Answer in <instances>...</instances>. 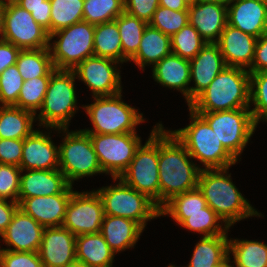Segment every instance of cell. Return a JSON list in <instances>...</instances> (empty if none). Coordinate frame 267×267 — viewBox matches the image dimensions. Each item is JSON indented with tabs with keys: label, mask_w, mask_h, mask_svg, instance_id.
<instances>
[{
	"label": "cell",
	"mask_w": 267,
	"mask_h": 267,
	"mask_svg": "<svg viewBox=\"0 0 267 267\" xmlns=\"http://www.w3.org/2000/svg\"><path fill=\"white\" fill-rule=\"evenodd\" d=\"M94 56L113 59L121 64L128 62L123 57L121 38L115 20L95 25Z\"/></svg>",
	"instance_id": "obj_33"
},
{
	"label": "cell",
	"mask_w": 267,
	"mask_h": 267,
	"mask_svg": "<svg viewBox=\"0 0 267 267\" xmlns=\"http://www.w3.org/2000/svg\"><path fill=\"white\" fill-rule=\"evenodd\" d=\"M50 34L83 21L84 0H50Z\"/></svg>",
	"instance_id": "obj_36"
},
{
	"label": "cell",
	"mask_w": 267,
	"mask_h": 267,
	"mask_svg": "<svg viewBox=\"0 0 267 267\" xmlns=\"http://www.w3.org/2000/svg\"><path fill=\"white\" fill-rule=\"evenodd\" d=\"M221 267H234L232 263L229 262V260L224 264L222 265Z\"/></svg>",
	"instance_id": "obj_57"
},
{
	"label": "cell",
	"mask_w": 267,
	"mask_h": 267,
	"mask_svg": "<svg viewBox=\"0 0 267 267\" xmlns=\"http://www.w3.org/2000/svg\"><path fill=\"white\" fill-rule=\"evenodd\" d=\"M73 70L55 69L50 76L48 89L41 108L35 114L42 128L67 129L79 110Z\"/></svg>",
	"instance_id": "obj_5"
},
{
	"label": "cell",
	"mask_w": 267,
	"mask_h": 267,
	"mask_svg": "<svg viewBox=\"0 0 267 267\" xmlns=\"http://www.w3.org/2000/svg\"><path fill=\"white\" fill-rule=\"evenodd\" d=\"M0 267H43L38 252L0 249Z\"/></svg>",
	"instance_id": "obj_45"
},
{
	"label": "cell",
	"mask_w": 267,
	"mask_h": 267,
	"mask_svg": "<svg viewBox=\"0 0 267 267\" xmlns=\"http://www.w3.org/2000/svg\"><path fill=\"white\" fill-rule=\"evenodd\" d=\"M49 81L50 76L35 77L24 81L15 107L37 114L42 106Z\"/></svg>",
	"instance_id": "obj_39"
},
{
	"label": "cell",
	"mask_w": 267,
	"mask_h": 267,
	"mask_svg": "<svg viewBox=\"0 0 267 267\" xmlns=\"http://www.w3.org/2000/svg\"><path fill=\"white\" fill-rule=\"evenodd\" d=\"M24 80L15 65L0 74V106H15Z\"/></svg>",
	"instance_id": "obj_43"
},
{
	"label": "cell",
	"mask_w": 267,
	"mask_h": 267,
	"mask_svg": "<svg viewBox=\"0 0 267 267\" xmlns=\"http://www.w3.org/2000/svg\"><path fill=\"white\" fill-rule=\"evenodd\" d=\"M104 217L103 203L95 190L72 193L62 226L75 236L99 233Z\"/></svg>",
	"instance_id": "obj_14"
},
{
	"label": "cell",
	"mask_w": 267,
	"mask_h": 267,
	"mask_svg": "<svg viewBox=\"0 0 267 267\" xmlns=\"http://www.w3.org/2000/svg\"><path fill=\"white\" fill-rule=\"evenodd\" d=\"M52 129L58 134L63 133V140L59 147V170L73 186L75 181L104 172L99 164L89 134L80 130ZM49 129V130H48ZM66 133V134H65Z\"/></svg>",
	"instance_id": "obj_8"
},
{
	"label": "cell",
	"mask_w": 267,
	"mask_h": 267,
	"mask_svg": "<svg viewBox=\"0 0 267 267\" xmlns=\"http://www.w3.org/2000/svg\"><path fill=\"white\" fill-rule=\"evenodd\" d=\"M23 139L0 138V163L20 167Z\"/></svg>",
	"instance_id": "obj_48"
},
{
	"label": "cell",
	"mask_w": 267,
	"mask_h": 267,
	"mask_svg": "<svg viewBox=\"0 0 267 267\" xmlns=\"http://www.w3.org/2000/svg\"><path fill=\"white\" fill-rule=\"evenodd\" d=\"M43 267H66L76 260V236L67 228L45 227L38 250Z\"/></svg>",
	"instance_id": "obj_16"
},
{
	"label": "cell",
	"mask_w": 267,
	"mask_h": 267,
	"mask_svg": "<svg viewBox=\"0 0 267 267\" xmlns=\"http://www.w3.org/2000/svg\"><path fill=\"white\" fill-rule=\"evenodd\" d=\"M143 231L144 229L134 220L104 215L100 233L110 249L117 254L134 248Z\"/></svg>",
	"instance_id": "obj_26"
},
{
	"label": "cell",
	"mask_w": 267,
	"mask_h": 267,
	"mask_svg": "<svg viewBox=\"0 0 267 267\" xmlns=\"http://www.w3.org/2000/svg\"><path fill=\"white\" fill-rule=\"evenodd\" d=\"M173 218L180 227L203 234V236L228 235L230 227L208 205L204 212L160 213V216ZM221 222V223H220ZM223 226V227H222Z\"/></svg>",
	"instance_id": "obj_29"
},
{
	"label": "cell",
	"mask_w": 267,
	"mask_h": 267,
	"mask_svg": "<svg viewBox=\"0 0 267 267\" xmlns=\"http://www.w3.org/2000/svg\"><path fill=\"white\" fill-rule=\"evenodd\" d=\"M188 107L194 112H218L250 108V72L225 66Z\"/></svg>",
	"instance_id": "obj_3"
},
{
	"label": "cell",
	"mask_w": 267,
	"mask_h": 267,
	"mask_svg": "<svg viewBox=\"0 0 267 267\" xmlns=\"http://www.w3.org/2000/svg\"><path fill=\"white\" fill-rule=\"evenodd\" d=\"M50 132L34 130L23 139L21 170L59 169V147L52 141Z\"/></svg>",
	"instance_id": "obj_17"
},
{
	"label": "cell",
	"mask_w": 267,
	"mask_h": 267,
	"mask_svg": "<svg viewBox=\"0 0 267 267\" xmlns=\"http://www.w3.org/2000/svg\"><path fill=\"white\" fill-rule=\"evenodd\" d=\"M228 260V235L202 236L185 267H221Z\"/></svg>",
	"instance_id": "obj_30"
},
{
	"label": "cell",
	"mask_w": 267,
	"mask_h": 267,
	"mask_svg": "<svg viewBox=\"0 0 267 267\" xmlns=\"http://www.w3.org/2000/svg\"><path fill=\"white\" fill-rule=\"evenodd\" d=\"M94 32V24L80 21L50 34L48 48L53 66L72 70L86 58L94 56Z\"/></svg>",
	"instance_id": "obj_9"
},
{
	"label": "cell",
	"mask_w": 267,
	"mask_h": 267,
	"mask_svg": "<svg viewBox=\"0 0 267 267\" xmlns=\"http://www.w3.org/2000/svg\"><path fill=\"white\" fill-rule=\"evenodd\" d=\"M16 66L24 81L51 76L56 69L52 64L49 48L20 50Z\"/></svg>",
	"instance_id": "obj_34"
},
{
	"label": "cell",
	"mask_w": 267,
	"mask_h": 267,
	"mask_svg": "<svg viewBox=\"0 0 267 267\" xmlns=\"http://www.w3.org/2000/svg\"><path fill=\"white\" fill-rule=\"evenodd\" d=\"M202 167L193 162L185 146L162 123L158 126L160 208L172 197L198 186Z\"/></svg>",
	"instance_id": "obj_1"
},
{
	"label": "cell",
	"mask_w": 267,
	"mask_h": 267,
	"mask_svg": "<svg viewBox=\"0 0 267 267\" xmlns=\"http://www.w3.org/2000/svg\"><path fill=\"white\" fill-rule=\"evenodd\" d=\"M226 66L248 70L254 59L257 38L230 25H226L216 42Z\"/></svg>",
	"instance_id": "obj_22"
},
{
	"label": "cell",
	"mask_w": 267,
	"mask_h": 267,
	"mask_svg": "<svg viewBox=\"0 0 267 267\" xmlns=\"http://www.w3.org/2000/svg\"><path fill=\"white\" fill-rule=\"evenodd\" d=\"M155 124L145 144L137 148L126 171L119 177L126 185L146 194L160 208L158 170V126Z\"/></svg>",
	"instance_id": "obj_10"
},
{
	"label": "cell",
	"mask_w": 267,
	"mask_h": 267,
	"mask_svg": "<svg viewBox=\"0 0 267 267\" xmlns=\"http://www.w3.org/2000/svg\"><path fill=\"white\" fill-rule=\"evenodd\" d=\"M171 53V37L148 23L142 34L137 53L129 61L134 62L144 71L145 66H154Z\"/></svg>",
	"instance_id": "obj_27"
},
{
	"label": "cell",
	"mask_w": 267,
	"mask_h": 267,
	"mask_svg": "<svg viewBox=\"0 0 267 267\" xmlns=\"http://www.w3.org/2000/svg\"><path fill=\"white\" fill-rule=\"evenodd\" d=\"M185 2V4L190 7L194 4H196L197 2H199V0H183Z\"/></svg>",
	"instance_id": "obj_56"
},
{
	"label": "cell",
	"mask_w": 267,
	"mask_h": 267,
	"mask_svg": "<svg viewBox=\"0 0 267 267\" xmlns=\"http://www.w3.org/2000/svg\"><path fill=\"white\" fill-rule=\"evenodd\" d=\"M167 267H177L175 264H169ZM183 267V266H182ZM185 267V266H184Z\"/></svg>",
	"instance_id": "obj_58"
},
{
	"label": "cell",
	"mask_w": 267,
	"mask_h": 267,
	"mask_svg": "<svg viewBox=\"0 0 267 267\" xmlns=\"http://www.w3.org/2000/svg\"><path fill=\"white\" fill-rule=\"evenodd\" d=\"M21 168L0 163V198L18 203Z\"/></svg>",
	"instance_id": "obj_44"
},
{
	"label": "cell",
	"mask_w": 267,
	"mask_h": 267,
	"mask_svg": "<svg viewBox=\"0 0 267 267\" xmlns=\"http://www.w3.org/2000/svg\"><path fill=\"white\" fill-rule=\"evenodd\" d=\"M159 6V0H124V11L149 23Z\"/></svg>",
	"instance_id": "obj_47"
},
{
	"label": "cell",
	"mask_w": 267,
	"mask_h": 267,
	"mask_svg": "<svg viewBox=\"0 0 267 267\" xmlns=\"http://www.w3.org/2000/svg\"><path fill=\"white\" fill-rule=\"evenodd\" d=\"M20 7L31 13L34 20L50 35V0H14Z\"/></svg>",
	"instance_id": "obj_46"
},
{
	"label": "cell",
	"mask_w": 267,
	"mask_h": 267,
	"mask_svg": "<svg viewBox=\"0 0 267 267\" xmlns=\"http://www.w3.org/2000/svg\"><path fill=\"white\" fill-rule=\"evenodd\" d=\"M124 12V0H84L83 21L102 24L115 20Z\"/></svg>",
	"instance_id": "obj_37"
},
{
	"label": "cell",
	"mask_w": 267,
	"mask_h": 267,
	"mask_svg": "<svg viewBox=\"0 0 267 267\" xmlns=\"http://www.w3.org/2000/svg\"><path fill=\"white\" fill-rule=\"evenodd\" d=\"M231 0H199V2H211V3H221L228 5Z\"/></svg>",
	"instance_id": "obj_54"
},
{
	"label": "cell",
	"mask_w": 267,
	"mask_h": 267,
	"mask_svg": "<svg viewBox=\"0 0 267 267\" xmlns=\"http://www.w3.org/2000/svg\"><path fill=\"white\" fill-rule=\"evenodd\" d=\"M44 227L20 208L16 210L7 229L0 235L8 251L38 252Z\"/></svg>",
	"instance_id": "obj_18"
},
{
	"label": "cell",
	"mask_w": 267,
	"mask_h": 267,
	"mask_svg": "<svg viewBox=\"0 0 267 267\" xmlns=\"http://www.w3.org/2000/svg\"><path fill=\"white\" fill-rule=\"evenodd\" d=\"M120 64L113 59L91 56L72 70L90 89L92 97L112 96L122 92L121 71L117 68Z\"/></svg>",
	"instance_id": "obj_15"
},
{
	"label": "cell",
	"mask_w": 267,
	"mask_h": 267,
	"mask_svg": "<svg viewBox=\"0 0 267 267\" xmlns=\"http://www.w3.org/2000/svg\"><path fill=\"white\" fill-rule=\"evenodd\" d=\"M72 194L18 198L19 208L45 227H60Z\"/></svg>",
	"instance_id": "obj_23"
},
{
	"label": "cell",
	"mask_w": 267,
	"mask_h": 267,
	"mask_svg": "<svg viewBox=\"0 0 267 267\" xmlns=\"http://www.w3.org/2000/svg\"><path fill=\"white\" fill-rule=\"evenodd\" d=\"M35 114L15 106H0V138L25 139L34 130Z\"/></svg>",
	"instance_id": "obj_31"
},
{
	"label": "cell",
	"mask_w": 267,
	"mask_h": 267,
	"mask_svg": "<svg viewBox=\"0 0 267 267\" xmlns=\"http://www.w3.org/2000/svg\"><path fill=\"white\" fill-rule=\"evenodd\" d=\"M113 180L117 184L95 190L102 200L104 215L134 220L144 230L148 221L161 217L160 208L146 194L126 185L120 178Z\"/></svg>",
	"instance_id": "obj_7"
},
{
	"label": "cell",
	"mask_w": 267,
	"mask_h": 267,
	"mask_svg": "<svg viewBox=\"0 0 267 267\" xmlns=\"http://www.w3.org/2000/svg\"><path fill=\"white\" fill-rule=\"evenodd\" d=\"M1 39L21 50L49 47V34L14 0H6Z\"/></svg>",
	"instance_id": "obj_13"
},
{
	"label": "cell",
	"mask_w": 267,
	"mask_h": 267,
	"mask_svg": "<svg viewBox=\"0 0 267 267\" xmlns=\"http://www.w3.org/2000/svg\"><path fill=\"white\" fill-rule=\"evenodd\" d=\"M93 103L81 106L93 125V129H81L85 133L124 134L137 132L136 127L145 122L139 109L125 103L122 92L112 96H94Z\"/></svg>",
	"instance_id": "obj_6"
},
{
	"label": "cell",
	"mask_w": 267,
	"mask_h": 267,
	"mask_svg": "<svg viewBox=\"0 0 267 267\" xmlns=\"http://www.w3.org/2000/svg\"><path fill=\"white\" fill-rule=\"evenodd\" d=\"M66 267H87V266L81 262L75 261L74 263H71L67 265Z\"/></svg>",
	"instance_id": "obj_55"
},
{
	"label": "cell",
	"mask_w": 267,
	"mask_h": 267,
	"mask_svg": "<svg viewBox=\"0 0 267 267\" xmlns=\"http://www.w3.org/2000/svg\"><path fill=\"white\" fill-rule=\"evenodd\" d=\"M228 25L259 38L267 33V1L231 0L227 5Z\"/></svg>",
	"instance_id": "obj_20"
},
{
	"label": "cell",
	"mask_w": 267,
	"mask_h": 267,
	"mask_svg": "<svg viewBox=\"0 0 267 267\" xmlns=\"http://www.w3.org/2000/svg\"><path fill=\"white\" fill-rule=\"evenodd\" d=\"M23 172H25L23 174ZM18 198L72 194L73 186L59 169L22 170Z\"/></svg>",
	"instance_id": "obj_21"
},
{
	"label": "cell",
	"mask_w": 267,
	"mask_h": 267,
	"mask_svg": "<svg viewBox=\"0 0 267 267\" xmlns=\"http://www.w3.org/2000/svg\"><path fill=\"white\" fill-rule=\"evenodd\" d=\"M207 42L190 23L171 37V51L184 59H193Z\"/></svg>",
	"instance_id": "obj_38"
},
{
	"label": "cell",
	"mask_w": 267,
	"mask_h": 267,
	"mask_svg": "<svg viewBox=\"0 0 267 267\" xmlns=\"http://www.w3.org/2000/svg\"><path fill=\"white\" fill-rule=\"evenodd\" d=\"M207 206L206 200L199 190H193L172 197L161 208L160 213H195L204 212Z\"/></svg>",
	"instance_id": "obj_42"
},
{
	"label": "cell",
	"mask_w": 267,
	"mask_h": 267,
	"mask_svg": "<svg viewBox=\"0 0 267 267\" xmlns=\"http://www.w3.org/2000/svg\"><path fill=\"white\" fill-rule=\"evenodd\" d=\"M20 48L0 38V74L6 68L16 64Z\"/></svg>",
	"instance_id": "obj_50"
},
{
	"label": "cell",
	"mask_w": 267,
	"mask_h": 267,
	"mask_svg": "<svg viewBox=\"0 0 267 267\" xmlns=\"http://www.w3.org/2000/svg\"><path fill=\"white\" fill-rule=\"evenodd\" d=\"M190 62L189 104L204 90L226 66L217 43H206Z\"/></svg>",
	"instance_id": "obj_19"
},
{
	"label": "cell",
	"mask_w": 267,
	"mask_h": 267,
	"mask_svg": "<svg viewBox=\"0 0 267 267\" xmlns=\"http://www.w3.org/2000/svg\"><path fill=\"white\" fill-rule=\"evenodd\" d=\"M190 124L170 130L185 146L189 155L204 165L203 169H226L238 161L224 148L208 123L188 107Z\"/></svg>",
	"instance_id": "obj_4"
},
{
	"label": "cell",
	"mask_w": 267,
	"mask_h": 267,
	"mask_svg": "<svg viewBox=\"0 0 267 267\" xmlns=\"http://www.w3.org/2000/svg\"><path fill=\"white\" fill-rule=\"evenodd\" d=\"M18 208L19 203L0 198V235L7 229Z\"/></svg>",
	"instance_id": "obj_51"
},
{
	"label": "cell",
	"mask_w": 267,
	"mask_h": 267,
	"mask_svg": "<svg viewBox=\"0 0 267 267\" xmlns=\"http://www.w3.org/2000/svg\"><path fill=\"white\" fill-rule=\"evenodd\" d=\"M154 81L169 89H176L184 96L189 105L190 62L171 53L152 67Z\"/></svg>",
	"instance_id": "obj_25"
},
{
	"label": "cell",
	"mask_w": 267,
	"mask_h": 267,
	"mask_svg": "<svg viewBox=\"0 0 267 267\" xmlns=\"http://www.w3.org/2000/svg\"><path fill=\"white\" fill-rule=\"evenodd\" d=\"M248 71H267V33L257 38L254 59Z\"/></svg>",
	"instance_id": "obj_49"
},
{
	"label": "cell",
	"mask_w": 267,
	"mask_h": 267,
	"mask_svg": "<svg viewBox=\"0 0 267 267\" xmlns=\"http://www.w3.org/2000/svg\"><path fill=\"white\" fill-rule=\"evenodd\" d=\"M90 136L94 151L97 154L102 171L119 178L134 158L141 145V137L136 132L124 134H94Z\"/></svg>",
	"instance_id": "obj_12"
},
{
	"label": "cell",
	"mask_w": 267,
	"mask_h": 267,
	"mask_svg": "<svg viewBox=\"0 0 267 267\" xmlns=\"http://www.w3.org/2000/svg\"><path fill=\"white\" fill-rule=\"evenodd\" d=\"M195 113L208 123L224 148L238 161L257 127L250 108Z\"/></svg>",
	"instance_id": "obj_11"
},
{
	"label": "cell",
	"mask_w": 267,
	"mask_h": 267,
	"mask_svg": "<svg viewBox=\"0 0 267 267\" xmlns=\"http://www.w3.org/2000/svg\"><path fill=\"white\" fill-rule=\"evenodd\" d=\"M189 23L188 10L174 11L158 6L149 24L163 34L172 37Z\"/></svg>",
	"instance_id": "obj_41"
},
{
	"label": "cell",
	"mask_w": 267,
	"mask_h": 267,
	"mask_svg": "<svg viewBox=\"0 0 267 267\" xmlns=\"http://www.w3.org/2000/svg\"><path fill=\"white\" fill-rule=\"evenodd\" d=\"M229 168L201 169L198 188L207 205L229 226L249 217H264L233 184Z\"/></svg>",
	"instance_id": "obj_2"
},
{
	"label": "cell",
	"mask_w": 267,
	"mask_h": 267,
	"mask_svg": "<svg viewBox=\"0 0 267 267\" xmlns=\"http://www.w3.org/2000/svg\"><path fill=\"white\" fill-rule=\"evenodd\" d=\"M159 5L174 11L189 9L183 0H159Z\"/></svg>",
	"instance_id": "obj_52"
},
{
	"label": "cell",
	"mask_w": 267,
	"mask_h": 267,
	"mask_svg": "<svg viewBox=\"0 0 267 267\" xmlns=\"http://www.w3.org/2000/svg\"><path fill=\"white\" fill-rule=\"evenodd\" d=\"M6 6V0H0V38L2 36V29H3V15Z\"/></svg>",
	"instance_id": "obj_53"
},
{
	"label": "cell",
	"mask_w": 267,
	"mask_h": 267,
	"mask_svg": "<svg viewBox=\"0 0 267 267\" xmlns=\"http://www.w3.org/2000/svg\"><path fill=\"white\" fill-rule=\"evenodd\" d=\"M115 255L100 232L76 236V260L87 267H113Z\"/></svg>",
	"instance_id": "obj_28"
},
{
	"label": "cell",
	"mask_w": 267,
	"mask_h": 267,
	"mask_svg": "<svg viewBox=\"0 0 267 267\" xmlns=\"http://www.w3.org/2000/svg\"><path fill=\"white\" fill-rule=\"evenodd\" d=\"M250 110L256 125L267 122V71L250 72Z\"/></svg>",
	"instance_id": "obj_40"
},
{
	"label": "cell",
	"mask_w": 267,
	"mask_h": 267,
	"mask_svg": "<svg viewBox=\"0 0 267 267\" xmlns=\"http://www.w3.org/2000/svg\"><path fill=\"white\" fill-rule=\"evenodd\" d=\"M115 21L121 38L123 57L129 61L137 53L142 34L148 23L125 11Z\"/></svg>",
	"instance_id": "obj_35"
},
{
	"label": "cell",
	"mask_w": 267,
	"mask_h": 267,
	"mask_svg": "<svg viewBox=\"0 0 267 267\" xmlns=\"http://www.w3.org/2000/svg\"><path fill=\"white\" fill-rule=\"evenodd\" d=\"M230 255H233V261ZM229 262L234 267H267V244L264 241L231 238Z\"/></svg>",
	"instance_id": "obj_32"
},
{
	"label": "cell",
	"mask_w": 267,
	"mask_h": 267,
	"mask_svg": "<svg viewBox=\"0 0 267 267\" xmlns=\"http://www.w3.org/2000/svg\"><path fill=\"white\" fill-rule=\"evenodd\" d=\"M189 23L200 36L210 43H216L228 24L227 5L211 2H197L188 9Z\"/></svg>",
	"instance_id": "obj_24"
}]
</instances>
